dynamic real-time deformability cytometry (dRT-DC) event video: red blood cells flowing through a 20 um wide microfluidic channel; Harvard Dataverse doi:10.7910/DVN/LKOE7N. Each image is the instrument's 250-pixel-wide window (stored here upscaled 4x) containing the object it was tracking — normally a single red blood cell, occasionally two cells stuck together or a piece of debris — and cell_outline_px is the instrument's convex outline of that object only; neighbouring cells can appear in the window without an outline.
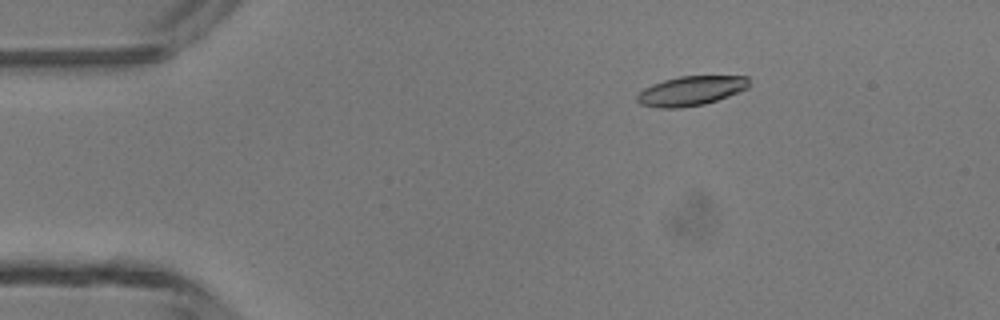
{"species": "common noctule bat (a hibernating species)", "species_latin": "Nyctalus noctula", "temperature_condition": "room temperature", "stored_images_in_passage": 48, "camera_frame_rate_fps": 3000, "um_per_image_px": 0.085, "animal": {"sex": "male", "body_mass_g": 13.3}, "frame": {"image": 1, "passage_image": 8, "time_ms": 2.333, "image_size_px": [1000, 320], "cell_outline_px": [[748, 88], [728, 96], [704, 104], [680, 108], [660, 108], [640, 104], [636, 100], [636, 96], [644, 88], [652, 84], [664, 80], [680, 76], [748, 76]], "centroid_in_image_um": [58.7, 7.72], "position_along_channel_um": 26.3, "area_um2": 19.13}}
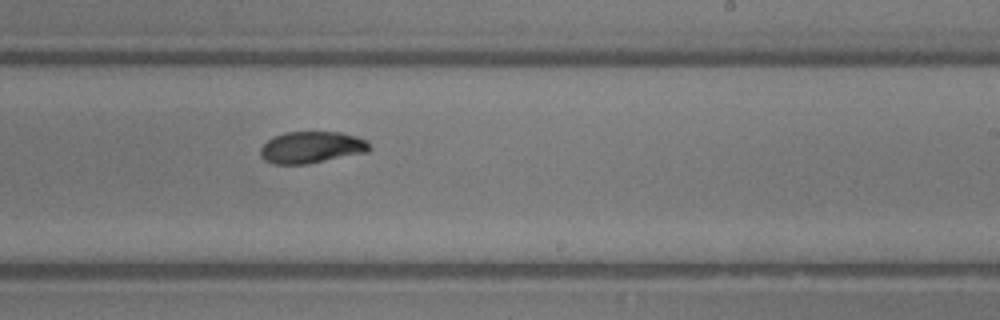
{"frame": {"image": 2, "passage_image": 29, "time_ms": 9.333, "image_size_px": [1000, 320], "cell_outline_px": [[372, 148], [368, 152], [308, 164], [276, 164], [264, 160], [260, 156], [260, 148], [272, 136], [284, 132], [340, 132], [356, 136], [368, 140]], "centroid_in_image_um": [26.5, 12.52], "position_along_channel_um": 262.5, "area_um2": 20.4}}
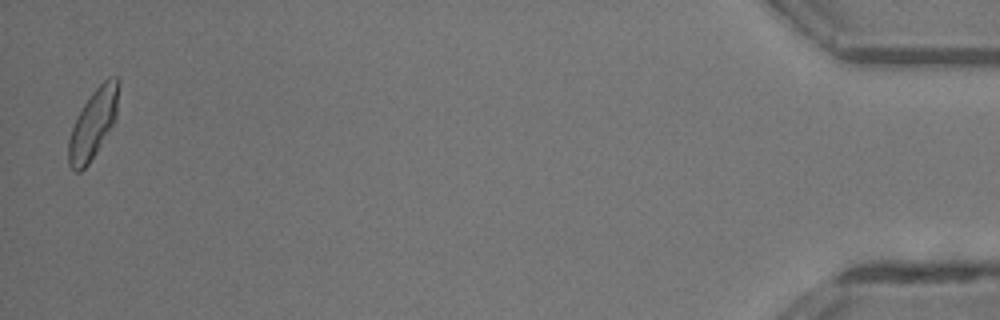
{"frame": {"image": 3, "passage_image": 47, "time_ms": 15.333, "image_size_px": [1000, 320], "cell_outline_px": [[120, 84], [116, 116], [112, 124], [96, 152], [88, 164], [80, 172], [76, 172], [68, 164], [68, 140], [72, 128], [84, 104], [92, 92], [108, 76], [116, 76], [120, 80]], "centroid_in_image_um": [7.93, 10.48], "position_along_channel_um": 427.3, "area_um2": 19.88}, "authors_computed_cell_mechanics": {"area_um2": 19.8254, "velocity_mm_per_s": 4.3477, "shape_relaxation_time_tau1_ms": 1.9632, "shape_relaxation_time_tau2_ms": 2.9839, "deformation_change_tau1": 0.1336, "deformation_change_tau2": 0.0659}}